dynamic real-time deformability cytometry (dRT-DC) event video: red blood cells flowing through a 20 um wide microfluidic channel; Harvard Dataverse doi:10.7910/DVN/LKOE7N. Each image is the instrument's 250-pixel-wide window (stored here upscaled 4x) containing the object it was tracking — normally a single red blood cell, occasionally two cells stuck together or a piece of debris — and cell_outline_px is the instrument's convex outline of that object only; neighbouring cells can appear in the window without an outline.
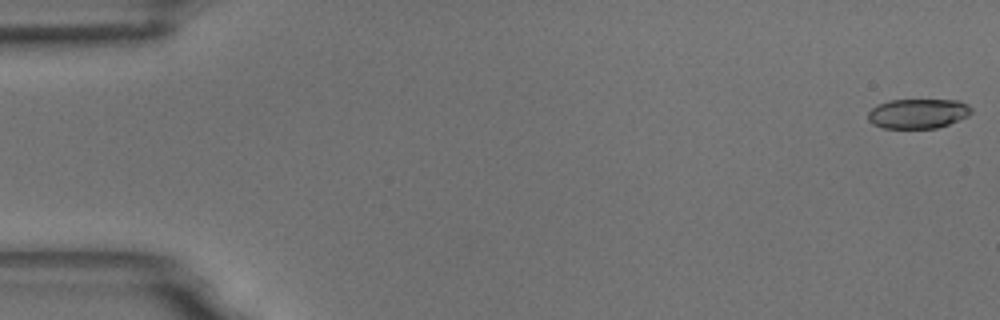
{"species": "common noctule bat (a hibernating species)", "species_latin": "Nyctalus noctula", "temperature_condition": "room temperature", "stored_images_in_passage": 56, "camera_frame_rate_fps": 3000, "um_per_image_px": 0.085, "animal": {"sex": "male", "body_mass_g": 18.8}, "frame": {"image": 1, "passage_image": 1, "time_ms": 0.0, "image_size_px": [1000, 320], "cell_outline_px": [[972, 112], [968, 116], [948, 124], [936, 128], [884, 128], [872, 124], [868, 120], [868, 112], [872, 108], [888, 100], [960, 100], [968, 104], [972, 108]], "centroid_in_image_um": [78.04, 9.65], "position_along_channel_um": 7.0, "area_um2": 17.92}}
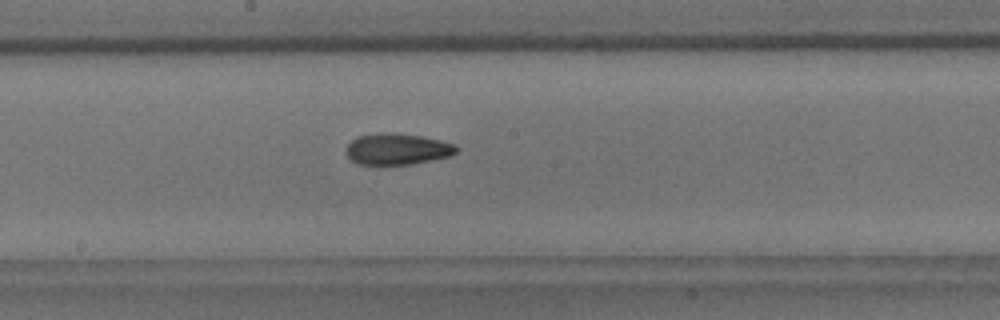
{"frame": {"image": 2, "passage_image": 30, "time_ms": 9.667, "image_size_px": [1000, 320], "cell_outline_px": [[460, 148], [452, 156], [412, 164], [356, 164], [348, 156], [348, 144], [356, 136], [380, 132], [384, 132], [420, 136], [440, 140], [456, 144]], "centroid_in_image_um": [33.81, 12.67], "position_along_channel_um": 214.4, "area_um2": 20.06}}
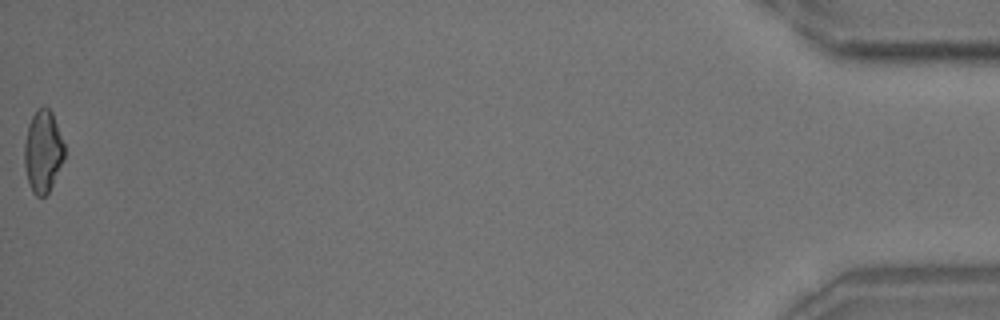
{"frame": {"image": 3, "passage_image": 56, "time_ms": 18.333, "image_size_px": [1000, 320], "cell_outline_px": [[64, 160], [48, 192], [44, 196], [36, 196], [32, 192], [28, 180], [24, 164], [24, 144], [28, 124], [32, 116], [40, 108], [48, 108], [52, 112], [64, 144]], "centroid_in_image_um": [3.64, 12.88], "position_along_channel_um": 431.6, "area_um2": 18.9}, "authors_computed_cell_mechanics": {"area_um2": 19.5942, "velocity_mm_per_s": 3.6416, "shape_relaxation_time_tau1_ms": 7.4705, "shape_relaxation_time_tau2_ms": 2.8952, "deformation_change_tau1": 0.1668, "deformation_change_tau2": 0.0993}}